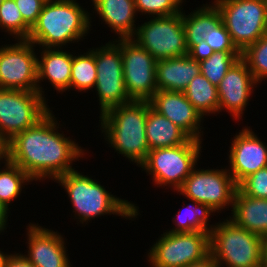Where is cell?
<instances>
[{
  "mask_svg": "<svg viewBox=\"0 0 267 267\" xmlns=\"http://www.w3.org/2000/svg\"><path fill=\"white\" fill-rule=\"evenodd\" d=\"M55 120L50 111L36 125L9 141V161L33 180H56L74 170L72 162L85 154L75 141L58 132Z\"/></svg>",
  "mask_w": 267,
  "mask_h": 267,
  "instance_id": "obj_1",
  "label": "cell"
},
{
  "mask_svg": "<svg viewBox=\"0 0 267 267\" xmlns=\"http://www.w3.org/2000/svg\"><path fill=\"white\" fill-rule=\"evenodd\" d=\"M149 101H131L115 106L100 115L101 131L110 146L137 165H141L149 153L146 137V121ZM103 129V130H102Z\"/></svg>",
  "mask_w": 267,
  "mask_h": 267,
  "instance_id": "obj_2",
  "label": "cell"
},
{
  "mask_svg": "<svg viewBox=\"0 0 267 267\" xmlns=\"http://www.w3.org/2000/svg\"><path fill=\"white\" fill-rule=\"evenodd\" d=\"M89 16L76 0H47L27 40L40 47L61 49L86 36L91 26Z\"/></svg>",
  "mask_w": 267,
  "mask_h": 267,
  "instance_id": "obj_3",
  "label": "cell"
},
{
  "mask_svg": "<svg viewBox=\"0 0 267 267\" xmlns=\"http://www.w3.org/2000/svg\"><path fill=\"white\" fill-rule=\"evenodd\" d=\"M55 181L66 190L75 210L74 215L78 216L82 224L105 214H117L128 219L139 214L135 204L113 196L96 180L77 170L69 171Z\"/></svg>",
  "mask_w": 267,
  "mask_h": 267,
  "instance_id": "obj_4",
  "label": "cell"
},
{
  "mask_svg": "<svg viewBox=\"0 0 267 267\" xmlns=\"http://www.w3.org/2000/svg\"><path fill=\"white\" fill-rule=\"evenodd\" d=\"M210 253L219 267H262L266 240L231 219L211 225ZM224 264V265H223Z\"/></svg>",
  "mask_w": 267,
  "mask_h": 267,
  "instance_id": "obj_5",
  "label": "cell"
},
{
  "mask_svg": "<svg viewBox=\"0 0 267 267\" xmlns=\"http://www.w3.org/2000/svg\"><path fill=\"white\" fill-rule=\"evenodd\" d=\"M212 3L241 53L267 33V0H215Z\"/></svg>",
  "mask_w": 267,
  "mask_h": 267,
  "instance_id": "obj_6",
  "label": "cell"
},
{
  "mask_svg": "<svg viewBox=\"0 0 267 267\" xmlns=\"http://www.w3.org/2000/svg\"><path fill=\"white\" fill-rule=\"evenodd\" d=\"M202 141L190 138L185 144L149 151L140 165L153 177L154 184L178 190L197 165ZM168 184V185H167Z\"/></svg>",
  "mask_w": 267,
  "mask_h": 267,
  "instance_id": "obj_7",
  "label": "cell"
},
{
  "mask_svg": "<svg viewBox=\"0 0 267 267\" xmlns=\"http://www.w3.org/2000/svg\"><path fill=\"white\" fill-rule=\"evenodd\" d=\"M38 91L0 89V133L8 140L36 125L51 110Z\"/></svg>",
  "mask_w": 267,
  "mask_h": 267,
  "instance_id": "obj_8",
  "label": "cell"
},
{
  "mask_svg": "<svg viewBox=\"0 0 267 267\" xmlns=\"http://www.w3.org/2000/svg\"><path fill=\"white\" fill-rule=\"evenodd\" d=\"M132 38L157 61L188 54L182 12L153 17L137 27Z\"/></svg>",
  "mask_w": 267,
  "mask_h": 267,
  "instance_id": "obj_9",
  "label": "cell"
},
{
  "mask_svg": "<svg viewBox=\"0 0 267 267\" xmlns=\"http://www.w3.org/2000/svg\"><path fill=\"white\" fill-rule=\"evenodd\" d=\"M148 253L152 267H186L210 253V232H165Z\"/></svg>",
  "mask_w": 267,
  "mask_h": 267,
  "instance_id": "obj_10",
  "label": "cell"
},
{
  "mask_svg": "<svg viewBox=\"0 0 267 267\" xmlns=\"http://www.w3.org/2000/svg\"><path fill=\"white\" fill-rule=\"evenodd\" d=\"M96 84L102 115L108 109L133 101L126 91L120 45L116 41L95 49Z\"/></svg>",
  "mask_w": 267,
  "mask_h": 267,
  "instance_id": "obj_11",
  "label": "cell"
},
{
  "mask_svg": "<svg viewBox=\"0 0 267 267\" xmlns=\"http://www.w3.org/2000/svg\"><path fill=\"white\" fill-rule=\"evenodd\" d=\"M115 41L121 49L128 96L135 101H149L157 92V60L132 38Z\"/></svg>",
  "mask_w": 267,
  "mask_h": 267,
  "instance_id": "obj_12",
  "label": "cell"
},
{
  "mask_svg": "<svg viewBox=\"0 0 267 267\" xmlns=\"http://www.w3.org/2000/svg\"><path fill=\"white\" fill-rule=\"evenodd\" d=\"M238 185L227 169H197L177 190L187 200L209 205L214 211L233 206Z\"/></svg>",
  "mask_w": 267,
  "mask_h": 267,
  "instance_id": "obj_13",
  "label": "cell"
},
{
  "mask_svg": "<svg viewBox=\"0 0 267 267\" xmlns=\"http://www.w3.org/2000/svg\"><path fill=\"white\" fill-rule=\"evenodd\" d=\"M35 45L18 40L0 47V89L38 91Z\"/></svg>",
  "mask_w": 267,
  "mask_h": 267,
  "instance_id": "obj_14",
  "label": "cell"
},
{
  "mask_svg": "<svg viewBox=\"0 0 267 267\" xmlns=\"http://www.w3.org/2000/svg\"><path fill=\"white\" fill-rule=\"evenodd\" d=\"M232 140L229 151L230 169L227 170L239 185L249 175L267 167V145L246 127Z\"/></svg>",
  "mask_w": 267,
  "mask_h": 267,
  "instance_id": "obj_15",
  "label": "cell"
},
{
  "mask_svg": "<svg viewBox=\"0 0 267 267\" xmlns=\"http://www.w3.org/2000/svg\"><path fill=\"white\" fill-rule=\"evenodd\" d=\"M258 83L248 68L247 63L239 58L228 70L217 86L219 112L227 109L234 119H242L243 111L252 95L253 87Z\"/></svg>",
  "mask_w": 267,
  "mask_h": 267,
  "instance_id": "obj_16",
  "label": "cell"
},
{
  "mask_svg": "<svg viewBox=\"0 0 267 267\" xmlns=\"http://www.w3.org/2000/svg\"><path fill=\"white\" fill-rule=\"evenodd\" d=\"M151 107L183 130L190 138L201 141L202 115L184 92L157 90L149 100Z\"/></svg>",
  "mask_w": 267,
  "mask_h": 267,
  "instance_id": "obj_17",
  "label": "cell"
},
{
  "mask_svg": "<svg viewBox=\"0 0 267 267\" xmlns=\"http://www.w3.org/2000/svg\"><path fill=\"white\" fill-rule=\"evenodd\" d=\"M28 235V255H23L36 267H71L66 254L64 238L62 235L38 226L29 224Z\"/></svg>",
  "mask_w": 267,
  "mask_h": 267,
  "instance_id": "obj_18",
  "label": "cell"
},
{
  "mask_svg": "<svg viewBox=\"0 0 267 267\" xmlns=\"http://www.w3.org/2000/svg\"><path fill=\"white\" fill-rule=\"evenodd\" d=\"M201 73L200 64L188 54L157 61V90L184 92L192 79Z\"/></svg>",
  "mask_w": 267,
  "mask_h": 267,
  "instance_id": "obj_19",
  "label": "cell"
},
{
  "mask_svg": "<svg viewBox=\"0 0 267 267\" xmlns=\"http://www.w3.org/2000/svg\"><path fill=\"white\" fill-rule=\"evenodd\" d=\"M57 49L44 48L41 59L37 60L38 93L43 97L45 96L44 91L39 83L46 78L59 92L70 89L72 54L62 49L59 50V47Z\"/></svg>",
  "mask_w": 267,
  "mask_h": 267,
  "instance_id": "obj_20",
  "label": "cell"
},
{
  "mask_svg": "<svg viewBox=\"0 0 267 267\" xmlns=\"http://www.w3.org/2000/svg\"><path fill=\"white\" fill-rule=\"evenodd\" d=\"M230 219L239 227L267 240V199L253 198L237 189Z\"/></svg>",
  "mask_w": 267,
  "mask_h": 267,
  "instance_id": "obj_21",
  "label": "cell"
},
{
  "mask_svg": "<svg viewBox=\"0 0 267 267\" xmlns=\"http://www.w3.org/2000/svg\"><path fill=\"white\" fill-rule=\"evenodd\" d=\"M92 3L104 24L115 31L119 39L134 38L137 31L135 0H92Z\"/></svg>",
  "mask_w": 267,
  "mask_h": 267,
  "instance_id": "obj_22",
  "label": "cell"
},
{
  "mask_svg": "<svg viewBox=\"0 0 267 267\" xmlns=\"http://www.w3.org/2000/svg\"><path fill=\"white\" fill-rule=\"evenodd\" d=\"M146 137L149 150L179 146L190 139L183 130L151 106L147 114Z\"/></svg>",
  "mask_w": 267,
  "mask_h": 267,
  "instance_id": "obj_23",
  "label": "cell"
},
{
  "mask_svg": "<svg viewBox=\"0 0 267 267\" xmlns=\"http://www.w3.org/2000/svg\"><path fill=\"white\" fill-rule=\"evenodd\" d=\"M203 6L189 15L183 14L182 11V23L188 51L202 41L204 36L221 21L220 12L213 3Z\"/></svg>",
  "mask_w": 267,
  "mask_h": 267,
  "instance_id": "obj_24",
  "label": "cell"
},
{
  "mask_svg": "<svg viewBox=\"0 0 267 267\" xmlns=\"http://www.w3.org/2000/svg\"><path fill=\"white\" fill-rule=\"evenodd\" d=\"M184 94L203 118L206 114L219 113L217 87L201 73L192 79Z\"/></svg>",
  "mask_w": 267,
  "mask_h": 267,
  "instance_id": "obj_25",
  "label": "cell"
},
{
  "mask_svg": "<svg viewBox=\"0 0 267 267\" xmlns=\"http://www.w3.org/2000/svg\"><path fill=\"white\" fill-rule=\"evenodd\" d=\"M190 201L195 205L188 204L185 208L186 210L183 209L185 212L178 211L177 221L173 220V222H176L174 223L176 227L168 232H210L208 217H210L211 213H215V211L209 205L198 203L194 200Z\"/></svg>",
  "mask_w": 267,
  "mask_h": 267,
  "instance_id": "obj_26",
  "label": "cell"
},
{
  "mask_svg": "<svg viewBox=\"0 0 267 267\" xmlns=\"http://www.w3.org/2000/svg\"><path fill=\"white\" fill-rule=\"evenodd\" d=\"M95 49L78 56L72 55L70 89L88 91L96 84Z\"/></svg>",
  "mask_w": 267,
  "mask_h": 267,
  "instance_id": "obj_27",
  "label": "cell"
},
{
  "mask_svg": "<svg viewBox=\"0 0 267 267\" xmlns=\"http://www.w3.org/2000/svg\"><path fill=\"white\" fill-rule=\"evenodd\" d=\"M4 163L5 169L0 170V203L9 210L8 205L20 195L23 184L33 179L10 161Z\"/></svg>",
  "mask_w": 267,
  "mask_h": 267,
  "instance_id": "obj_28",
  "label": "cell"
},
{
  "mask_svg": "<svg viewBox=\"0 0 267 267\" xmlns=\"http://www.w3.org/2000/svg\"><path fill=\"white\" fill-rule=\"evenodd\" d=\"M239 58L240 51L214 52L208 59L199 62L201 74L217 87Z\"/></svg>",
  "mask_w": 267,
  "mask_h": 267,
  "instance_id": "obj_29",
  "label": "cell"
},
{
  "mask_svg": "<svg viewBox=\"0 0 267 267\" xmlns=\"http://www.w3.org/2000/svg\"><path fill=\"white\" fill-rule=\"evenodd\" d=\"M0 27L6 29L15 39L27 40L31 28L23 21V17L14 0H3L0 5Z\"/></svg>",
  "mask_w": 267,
  "mask_h": 267,
  "instance_id": "obj_30",
  "label": "cell"
},
{
  "mask_svg": "<svg viewBox=\"0 0 267 267\" xmlns=\"http://www.w3.org/2000/svg\"><path fill=\"white\" fill-rule=\"evenodd\" d=\"M241 58L247 63L257 83L267 78V33L257 42L248 46Z\"/></svg>",
  "mask_w": 267,
  "mask_h": 267,
  "instance_id": "obj_31",
  "label": "cell"
},
{
  "mask_svg": "<svg viewBox=\"0 0 267 267\" xmlns=\"http://www.w3.org/2000/svg\"><path fill=\"white\" fill-rule=\"evenodd\" d=\"M183 0H135L136 12L147 13L152 17L176 15L182 11Z\"/></svg>",
  "mask_w": 267,
  "mask_h": 267,
  "instance_id": "obj_32",
  "label": "cell"
},
{
  "mask_svg": "<svg viewBox=\"0 0 267 267\" xmlns=\"http://www.w3.org/2000/svg\"><path fill=\"white\" fill-rule=\"evenodd\" d=\"M238 189L247 196L267 199V167L246 177L238 185Z\"/></svg>",
  "mask_w": 267,
  "mask_h": 267,
  "instance_id": "obj_33",
  "label": "cell"
},
{
  "mask_svg": "<svg viewBox=\"0 0 267 267\" xmlns=\"http://www.w3.org/2000/svg\"><path fill=\"white\" fill-rule=\"evenodd\" d=\"M204 40L215 52L239 51L233 44L230 34L221 21L204 36Z\"/></svg>",
  "mask_w": 267,
  "mask_h": 267,
  "instance_id": "obj_34",
  "label": "cell"
},
{
  "mask_svg": "<svg viewBox=\"0 0 267 267\" xmlns=\"http://www.w3.org/2000/svg\"><path fill=\"white\" fill-rule=\"evenodd\" d=\"M22 14L23 21L30 27L36 23L47 0H14Z\"/></svg>",
  "mask_w": 267,
  "mask_h": 267,
  "instance_id": "obj_35",
  "label": "cell"
},
{
  "mask_svg": "<svg viewBox=\"0 0 267 267\" xmlns=\"http://www.w3.org/2000/svg\"><path fill=\"white\" fill-rule=\"evenodd\" d=\"M215 51L203 39L198 44L194 45L189 51L188 55L197 62L208 59Z\"/></svg>",
  "mask_w": 267,
  "mask_h": 267,
  "instance_id": "obj_36",
  "label": "cell"
},
{
  "mask_svg": "<svg viewBox=\"0 0 267 267\" xmlns=\"http://www.w3.org/2000/svg\"><path fill=\"white\" fill-rule=\"evenodd\" d=\"M5 267H36L28 261L23 254H11L8 256Z\"/></svg>",
  "mask_w": 267,
  "mask_h": 267,
  "instance_id": "obj_37",
  "label": "cell"
},
{
  "mask_svg": "<svg viewBox=\"0 0 267 267\" xmlns=\"http://www.w3.org/2000/svg\"><path fill=\"white\" fill-rule=\"evenodd\" d=\"M186 267H219V265L217 264L212 254L209 253L207 256H205L201 260L195 261L187 265Z\"/></svg>",
  "mask_w": 267,
  "mask_h": 267,
  "instance_id": "obj_38",
  "label": "cell"
},
{
  "mask_svg": "<svg viewBox=\"0 0 267 267\" xmlns=\"http://www.w3.org/2000/svg\"><path fill=\"white\" fill-rule=\"evenodd\" d=\"M9 141L0 133V160L9 162Z\"/></svg>",
  "mask_w": 267,
  "mask_h": 267,
  "instance_id": "obj_39",
  "label": "cell"
},
{
  "mask_svg": "<svg viewBox=\"0 0 267 267\" xmlns=\"http://www.w3.org/2000/svg\"><path fill=\"white\" fill-rule=\"evenodd\" d=\"M8 211L9 210L0 203V232H4V229H6L5 225H7Z\"/></svg>",
  "mask_w": 267,
  "mask_h": 267,
  "instance_id": "obj_40",
  "label": "cell"
},
{
  "mask_svg": "<svg viewBox=\"0 0 267 267\" xmlns=\"http://www.w3.org/2000/svg\"><path fill=\"white\" fill-rule=\"evenodd\" d=\"M8 254H4L2 251H0V267H5V262L8 258Z\"/></svg>",
  "mask_w": 267,
  "mask_h": 267,
  "instance_id": "obj_41",
  "label": "cell"
},
{
  "mask_svg": "<svg viewBox=\"0 0 267 267\" xmlns=\"http://www.w3.org/2000/svg\"><path fill=\"white\" fill-rule=\"evenodd\" d=\"M262 267H267V240H266L264 251H263V266Z\"/></svg>",
  "mask_w": 267,
  "mask_h": 267,
  "instance_id": "obj_42",
  "label": "cell"
}]
</instances>
